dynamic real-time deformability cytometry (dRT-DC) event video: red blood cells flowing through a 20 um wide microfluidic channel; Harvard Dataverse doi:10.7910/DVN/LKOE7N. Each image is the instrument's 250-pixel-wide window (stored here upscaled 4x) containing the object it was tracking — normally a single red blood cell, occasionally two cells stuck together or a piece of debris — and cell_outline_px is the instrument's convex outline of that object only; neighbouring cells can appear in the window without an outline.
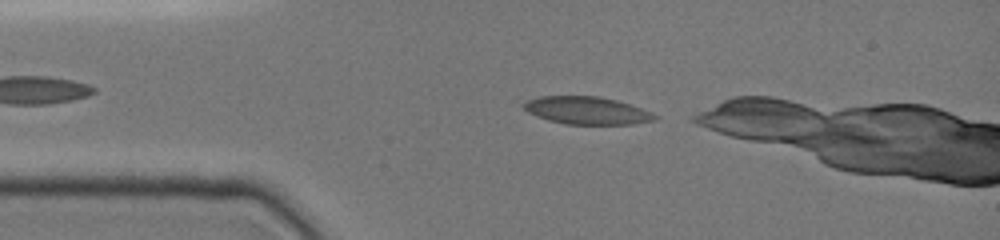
{"species": "common noctule bat (a hibernating species)", "species_latin": "Nyctalus noctula", "temperature_condition": "cold", "stored_images_in_passage": 35, "camera_frame_rate_fps": 3000, "um_per_image_px": 0.085, "animal": {"sex": "female", "body_mass_g": 19.0, "forearm_length_mm": 51.5}, "frame": {"image": 1, "passage_image": 1, "time_ms": 0.0, "image_size_px": [1000, 240], "cell_outline_px": [[660, 116], [656, 120], [632, 124], [564, 124], [548, 120], [536, 116], [528, 112], [520, 104], [524, 100], [540, 96], [600, 96], [616, 100], [652, 112]], "centroid_in_image_um": [49.85, 9.39], "position_along_channel_um": 35.1, "area_um2": 21.27}}
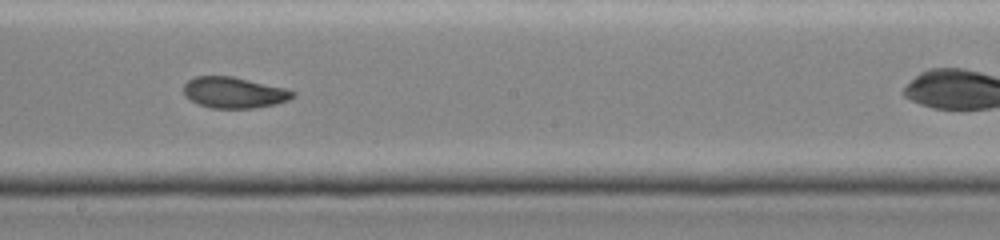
{"frame": {"image": 2, "passage_image": 17, "time_ms": 5.667, "image_size_px": [1000, 240], "cell_outline_px": [[296, 96], [288, 100], [276, 104], [252, 108], [212, 108], [196, 104], [184, 96], [184, 84], [188, 80], [196, 76], [232, 76], [288, 88], [296, 92]], "centroid_in_image_um": [19.91, 7.87], "position_along_channel_um": 228.3, "area_um2": 20.0}}
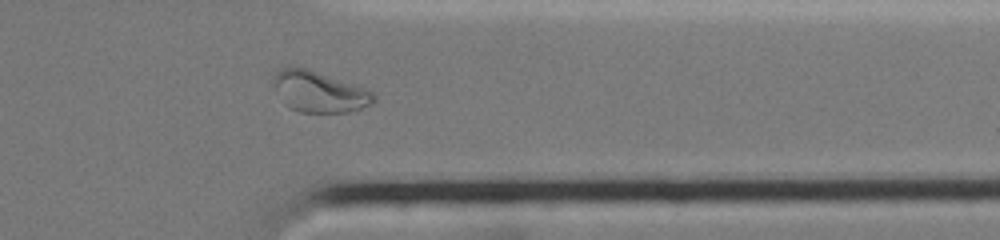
{"frame": {"image": 3, "passage_image": 29, "time_ms": 9.667, "image_size_px": [1000, 240], "cell_outline_px": [[376, 100], [372, 104], [348, 112], [300, 112], [288, 108], [284, 104], [272, 80], [272, 76], [280, 68], [308, 68], [368, 88], [376, 96]], "centroid_in_image_um": [27.16, 7.79], "position_along_channel_um": 384.2, "area_um2": 24.04}, "authors_computed_cell_mechanics": {"area_um2": 20.6924, "velocity_mm_per_s": 3.8809, "shape_relaxation_time_tau1_ms": null, "shape_relaxation_time_tau2_ms": 1.8038, "deformation_change_tau1": null, "deformation_change_tau2": 0.0449}}